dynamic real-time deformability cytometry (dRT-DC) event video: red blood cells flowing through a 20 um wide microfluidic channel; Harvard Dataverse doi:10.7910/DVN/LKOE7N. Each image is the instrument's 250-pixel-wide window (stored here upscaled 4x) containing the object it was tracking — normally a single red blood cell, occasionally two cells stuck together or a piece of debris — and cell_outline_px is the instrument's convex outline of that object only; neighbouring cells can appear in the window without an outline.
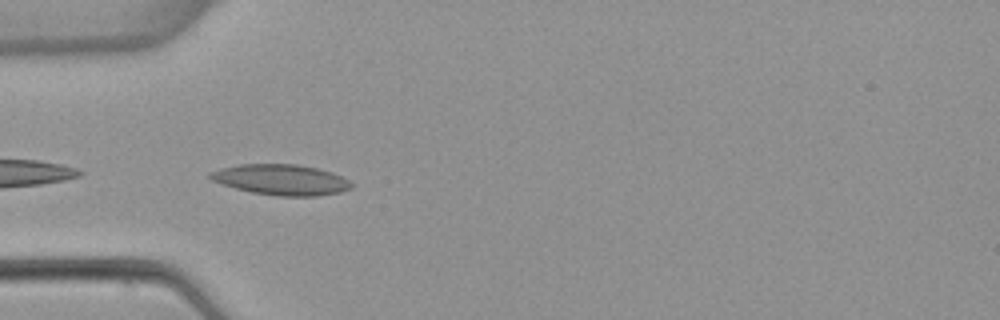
{"species": "common noctule bat (a hibernating species)", "species_latin": "Nyctalus noctula", "temperature_condition": "warm", "stored_images_in_passage": 6, "camera_frame_rate_fps": 3000, "um_per_image_px": 0.085, "animal": {"sex": "female", "body_mass_g": 22.7, "forearm_length_mm": 54.2}, "frame": {"image": 1, "passage_image": 5, "time_ms": 5.667, "image_size_px": [1000, 320], "cell_outline_px": [[352, 188], [340, 192], [316, 196], [276, 196], [252, 192], [220, 184], [212, 180], [208, 176], [208, 172], [220, 168], [240, 164], [296, 164], [316, 168], [332, 172], [348, 180], [352, 184]], "centroid_in_image_um": [23.86, 15.27], "position_along_channel_um": 61.1, "area_um2": 25.2}}
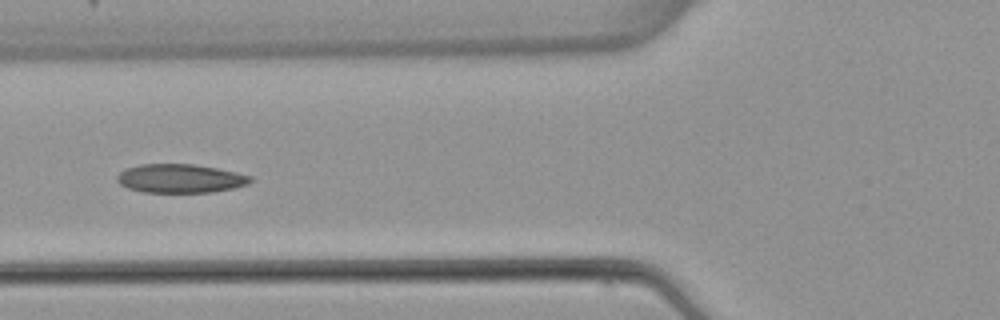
{"frame": {"image": 2, "passage_image": 6, "time_ms": 7.0, "image_size_px": [1000, 320], "cell_outline_px": [[252, 180], [248, 184], [232, 188], [212, 192], [144, 192], [128, 188], [120, 184], [116, 180], [116, 176], [124, 168], [140, 164], [196, 164], [236, 172], [252, 176]], "centroid_in_image_um": [15.29, 15.16], "position_along_channel_um": 110.5, "area_um2": 22.37}}